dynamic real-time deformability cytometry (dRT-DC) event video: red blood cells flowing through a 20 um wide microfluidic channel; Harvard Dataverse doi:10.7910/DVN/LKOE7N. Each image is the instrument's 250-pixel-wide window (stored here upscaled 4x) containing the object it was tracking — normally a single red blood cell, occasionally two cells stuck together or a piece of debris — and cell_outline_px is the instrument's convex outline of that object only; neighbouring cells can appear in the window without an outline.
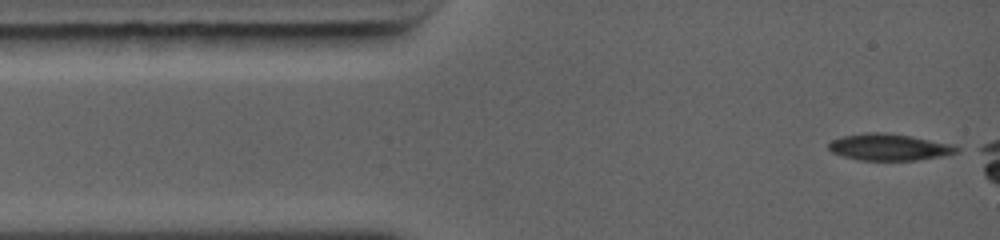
{"species": "common noctule bat (a hibernating species)", "species_latin": "Nyctalus noctula", "temperature_condition": "warm", "stored_images_in_passage": 7, "camera_frame_rate_fps": 5000, "um_per_image_px": 0.085, "animal": {"sex": "female", "body_mass_g": 19.0, "forearm_length_mm": 56.7}, "frame": {"image": 1, "passage_image": 1, "time_ms": 0.0, "image_size_px": [1000, 240], "cell_outline_px": [[952, 148], [948, 152], [928, 156], [896, 160], [876, 160], [852, 156], [840, 152], [832, 148], [832, 144], [836, 140], [844, 136], [872, 132], [876, 132], [908, 136], [924, 140]], "centroid_in_image_um": [75.38, 12.46], "position_along_channel_um": 9.6, "area_um2": 16.59}}